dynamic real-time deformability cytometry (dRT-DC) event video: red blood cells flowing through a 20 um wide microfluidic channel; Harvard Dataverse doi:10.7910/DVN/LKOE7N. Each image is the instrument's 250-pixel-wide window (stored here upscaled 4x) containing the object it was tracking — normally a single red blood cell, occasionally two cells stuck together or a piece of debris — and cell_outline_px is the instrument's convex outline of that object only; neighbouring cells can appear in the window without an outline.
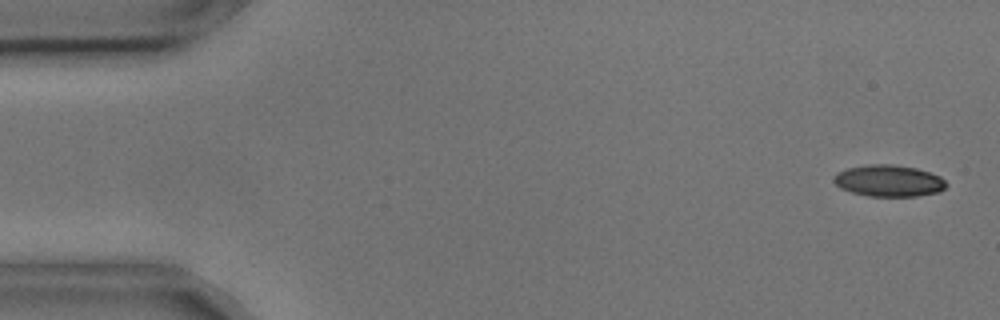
{"species": "common noctule bat (a hibernating species)", "species_latin": "Nyctalus noctula", "temperature_condition": "cold", "stored_images_in_passage": 4, "camera_frame_rate_fps": 3000, "um_per_image_px": 0.085, "animal": {"sex": "male", "body_mass_g": 17.9, "forearm_length_mm": 54.2}, "frame": {"image": 1, "passage_image": 1, "time_ms": 0.0, "image_size_px": [1000, 320], "cell_outline_px": [[948, 184], [940, 192], [916, 196], [868, 196], [852, 192], [840, 188], [832, 180], [832, 176], [836, 172], [848, 168], [868, 164], [892, 164], [916, 168], [940, 176]], "centroid_in_image_um": [75.52, 15.36], "position_along_channel_um": 9.5, "area_um2": 20.81}}
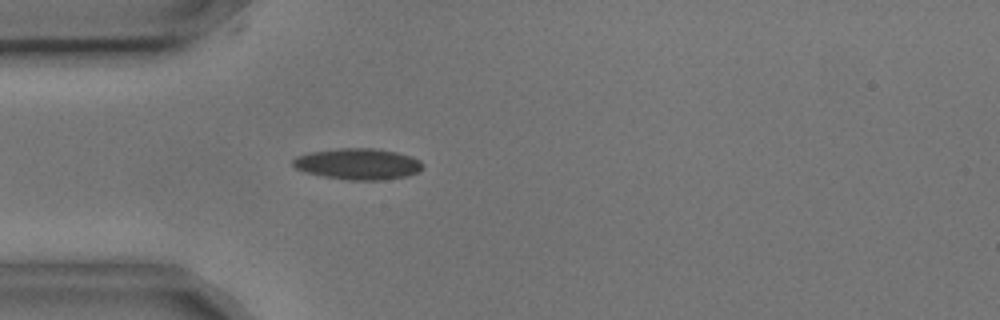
{"frame": {"image": 2, "passage_image": 4, "time_ms": 1.0, "image_size_px": [1000, 320], "cell_outline_px": [[424, 164], [420, 172], [408, 176], [380, 180], [348, 180], [324, 176], [304, 172], [296, 168], [292, 164], [292, 160], [296, 156], [312, 152], [340, 148], [376, 148], [396, 152], [412, 156], [420, 160]], "centroid_in_image_um": [30.47, 13.94], "position_along_channel_um": 54.5, "area_um2": 23.7}}